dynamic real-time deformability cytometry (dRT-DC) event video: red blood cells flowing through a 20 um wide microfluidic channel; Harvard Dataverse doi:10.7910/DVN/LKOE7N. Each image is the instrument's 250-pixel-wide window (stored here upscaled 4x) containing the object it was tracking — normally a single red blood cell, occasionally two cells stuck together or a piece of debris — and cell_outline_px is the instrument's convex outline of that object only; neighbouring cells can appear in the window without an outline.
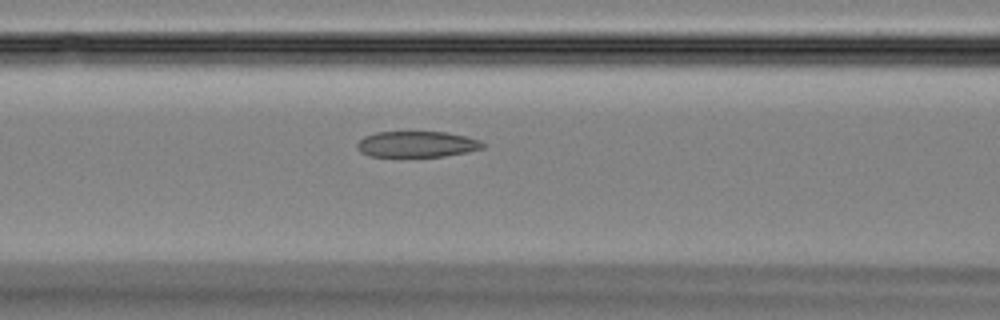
{"species": "Egyptian fruit bat (a non-hibernating species)", "species_latin": "Rousettus aegyptiacus", "temperature_condition": "room temperature", "stored_images_in_passage": 44, "camera_frame_rate_fps": 3000, "um_per_image_px": 0.085, "animal": {"sex": "female"}, "frame": {"image": 1, "passage_image": 19, "time_ms": 6.0, "image_size_px": [1000, 320], "cell_outline_px": [[484, 148], [468, 152], [444, 156], [368, 156], [360, 152], [356, 148], [356, 144], [364, 136], [376, 132], [448, 132], [480, 140], [484, 144]], "centroid_in_image_um": [35.42, 12.26], "position_along_channel_um": 131.2, "area_um2": 19.02}}
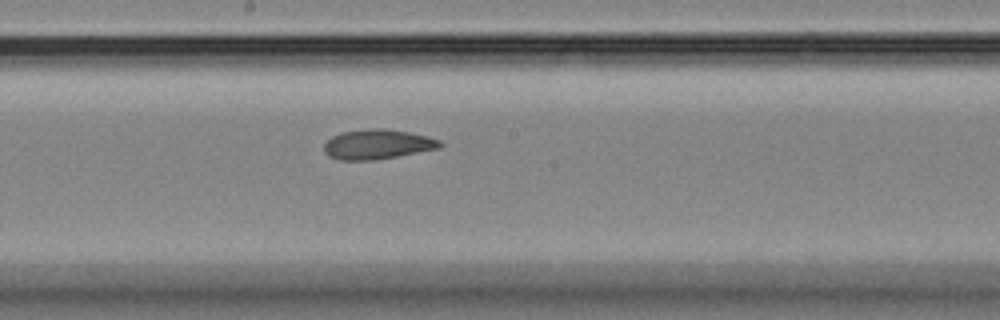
{"frame": {"image": 2, "passage_image": 25, "time_ms": 8.0, "image_size_px": [1000, 320], "cell_outline_px": [[444, 144], [440, 148], [376, 160], [336, 160], [328, 156], [324, 152], [324, 144], [332, 136], [340, 132], [368, 128], [380, 128], [412, 132], [428, 136], [440, 140]], "centroid_in_image_um": [32.08, 12.26], "position_along_channel_um": 216.1, "area_um2": 20.4}}
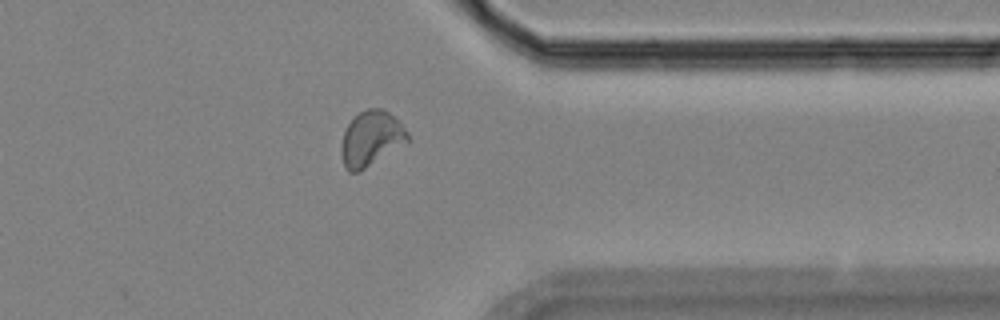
{"frame": {"image": 3, "passage_image": 37, "time_ms": 12.0, "image_size_px": [1000, 320], "cell_outline_px": [[408, 140], [360, 172], [348, 172], [344, 168], [340, 156], [340, 144], [344, 132], [348, 124], [360, 112], [368, 108], [384, 108], [408, 132]], "centroid_in_image_um": [31.47, 11.8], "position_along_channel_um": 379.9, "area_um2": 21.04}}